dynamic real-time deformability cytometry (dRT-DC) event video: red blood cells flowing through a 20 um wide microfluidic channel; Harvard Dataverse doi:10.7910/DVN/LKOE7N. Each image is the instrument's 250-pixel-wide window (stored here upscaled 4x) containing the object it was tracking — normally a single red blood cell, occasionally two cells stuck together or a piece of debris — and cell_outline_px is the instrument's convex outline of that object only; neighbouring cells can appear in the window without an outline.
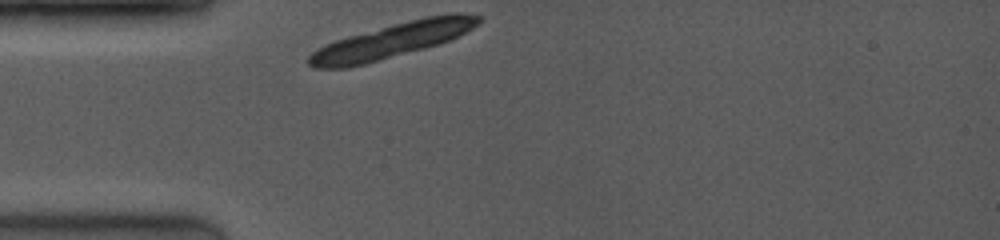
{"species": "common noctule bat (a hibernating species)", "species_latin": "Nyctalus noctula", "temperature_condition": "room temperature", "stored_images_in_passage": 1, "camera_frame_rate_fps": 4000, "um_per_image_px": 0.085, "animal": {"sex": "female", "body_mass_g": 19.0, "forearm_length_mm": 53.3}, "frame": {"image": 1, "passage_image": 1, "time_ms": 0.0, "image_size_px": [1000, 240], "cell_outline_px": [[480, 20], [472, 28], [440, 44], [364, 64], [344, 68], [316, 68], [308, 64], [308, 56], [312, 52], [336, 40], [348, 36], [428, 16], [480, 16]], "centroid_in_image_um": [33.19, 3.51], "position_along_channel_um": 51.8, "area_um2": 32.6}}